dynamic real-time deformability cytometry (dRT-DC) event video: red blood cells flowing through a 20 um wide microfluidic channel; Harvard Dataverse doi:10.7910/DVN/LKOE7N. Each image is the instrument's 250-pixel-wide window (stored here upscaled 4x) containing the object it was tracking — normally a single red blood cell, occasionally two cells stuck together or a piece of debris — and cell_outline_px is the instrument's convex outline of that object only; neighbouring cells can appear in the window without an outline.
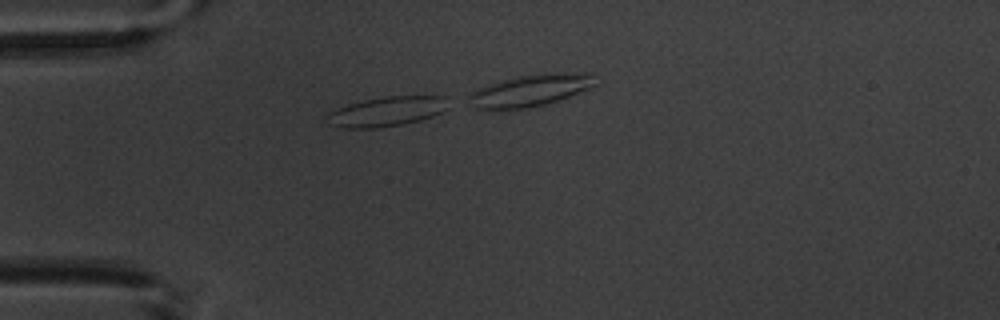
{"species": "common noctule bat (a hibernating species)", "species_latin": "Nyctalus noctula", "temperature_condition": "warm", "stored_images_in_passage": 4, "camera_frame_rate_fps": 3000, "um_per_image_px": 0.085, "animal": {"sex": "male", "body_mass_g": 20.1, "forearm_length_mm": 53.5}, "frame": {"image": 1, "passage_image": 4, "time_ms": 3.667, "image_size_px": [1000, 320], "cell_outline_px": [[448, 108], [432, 116], [420, 120], [404, 124], [376, 128], [344, 128], [328, 124], [328, 112], [348, 104], [364, 100], [384, 96], [444, 96]], "centroid_in_image_um": [32.85, 9.48], "position_along_channel_um": 52.1, "area_um2": 20.81}}